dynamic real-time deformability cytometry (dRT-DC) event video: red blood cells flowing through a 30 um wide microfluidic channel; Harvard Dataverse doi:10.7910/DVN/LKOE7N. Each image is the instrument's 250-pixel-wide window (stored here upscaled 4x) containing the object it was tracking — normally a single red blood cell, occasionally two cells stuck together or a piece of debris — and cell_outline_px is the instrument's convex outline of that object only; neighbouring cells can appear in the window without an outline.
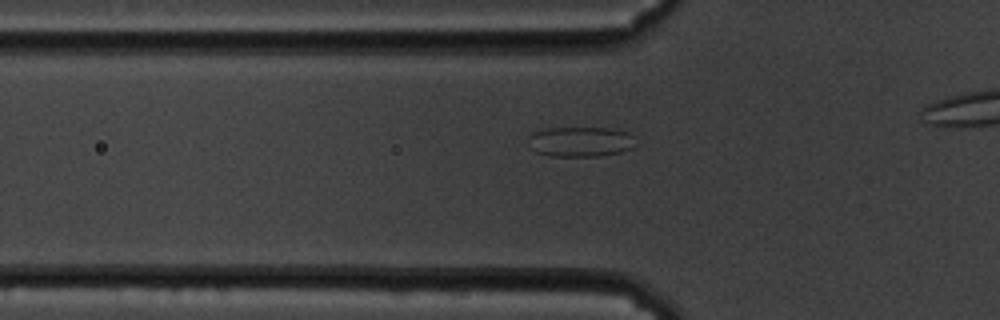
{"species": "common noctule bat (a hibernating species)", "species_latin": "Nyctalus noctula", "temperature_condition": "cold", "stored_images_in_passage": 38, "camera_frame_rate_fps": 3000, "um_per_image_px": 0.085, "animal": {"sex": "male", "body_mass_g": 19.5, "forearm_length_mm": 54.6}, "frame": {"image": 1, "passage_image": 10, "time_ms": 3.0, "image_size_px": [1000, 320], "cell_outline_px": [[636, 144], [632, 148], [620, 152], [600, 156], [552, 156], [536, 152], [528, 148], [528, 136], [532, 132], [548, 128], [608, 128], [628, 132], [632, 136]], "centroid_in_image_um": [49.3, 12.05], "position_along_channel_um": 76.5, "area_um2": 18.96}}
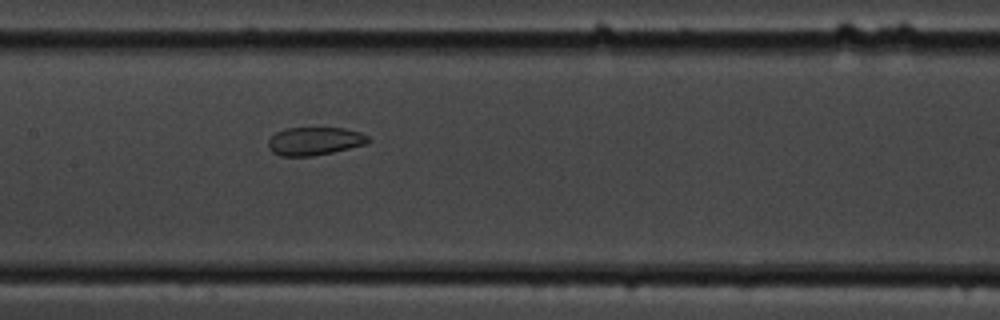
{"frame": {"image": 2, "passage_image": 19, "time_ms": 6.0, "image_size_px": [1000, 320], "cell_outline_px": [[372, 140], [368, 144], [332, 152], [312, 156], [280, 156], [272, 152], [268, 148], [268, 140], [276, 132], [284, 128], [344, 128], [360, 132], [368, 136]], "centroid_in_image_um": [26.75, 11.99], "position_along_channel_um": 180.6, "area_um2": 16.53}}
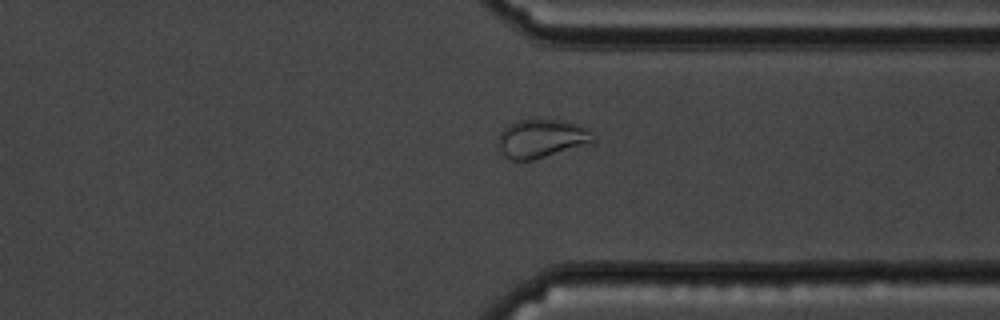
{"frame": {"image": 3, "passage_image": 35, "time_ms": 11.333, "image_size_px": [1000, 320], "cell_outline_px": [[596, 140], [592, 144], [532, 160], [512, 160], [504, 156], [496, 144], [496, 140], [500, 132], [508, 124], [520, 120], [564, 120], [576, 124], [592, 132], [596, 136]], "centroid_in_image_um": [46.03, 11.79], "position_along_channel_um": 365.4, "area_um2": 21.62}}